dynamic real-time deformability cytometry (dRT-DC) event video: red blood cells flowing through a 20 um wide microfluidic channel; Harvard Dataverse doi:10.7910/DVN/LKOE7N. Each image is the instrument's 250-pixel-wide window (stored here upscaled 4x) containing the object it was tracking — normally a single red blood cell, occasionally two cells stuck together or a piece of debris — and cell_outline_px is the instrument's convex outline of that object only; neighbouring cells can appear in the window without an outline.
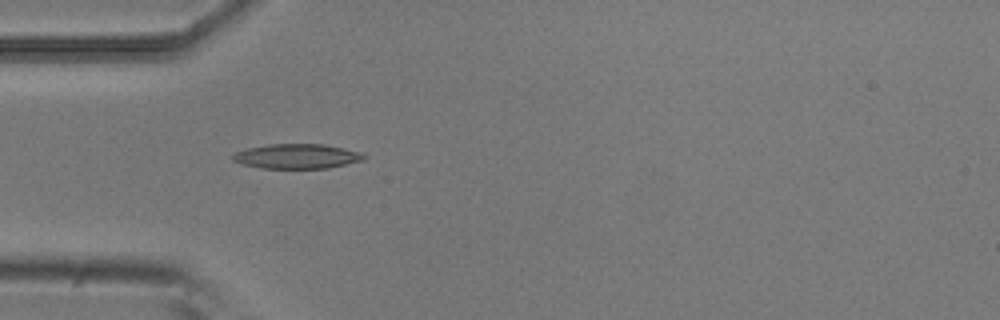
{"species": "common noctule bat (a hibernating species)", "species_latin": "Nyctalus noctula", "temperature_condition": "room temperature", "stored_images_in_passage": 6, "camera_frame_rate_fps": 3000, "um_per_image_px": 0.085, "animal": {"sex": "male", "body_mass_g": 20.5, "forearm_length_mm": 52.5}, "frame": {"image": 1, "passage_image": 5, "time_ms": 1.333, "image_size_px": [1000, 320], "cell_outline_px": [[368, 156], [364, 160], [328, 168], [260, 168], [244, 164], [232, 160], [232, 156], [236, 152], [248, 148], [268, 144], [324, 144], [364, 152]], "centroid_in_image_um": [25.3, 13.28], "position_along_channel_um": 59.7, "area_um2": 18.96}}
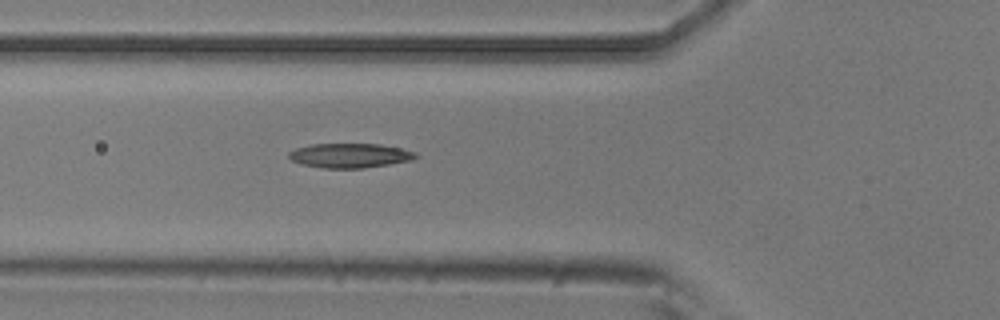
{"frame": {"image": 2, "passage_image": 6, "time_ms": 1.667, "image_size_px": [1000, 320], "cell_outline_px": [[420, 156], [412, 160], [364, 168], [320, 168], [304, 164], [292, 160], [288, 156], [288, 152], [296, 148], [312, 144], [380, 144], [400, 148], [416, 152]], "centroid_in_image_um": [29.76, 13.22], "position_along_channel_um": 96.0, "area_um2": 18.03}}